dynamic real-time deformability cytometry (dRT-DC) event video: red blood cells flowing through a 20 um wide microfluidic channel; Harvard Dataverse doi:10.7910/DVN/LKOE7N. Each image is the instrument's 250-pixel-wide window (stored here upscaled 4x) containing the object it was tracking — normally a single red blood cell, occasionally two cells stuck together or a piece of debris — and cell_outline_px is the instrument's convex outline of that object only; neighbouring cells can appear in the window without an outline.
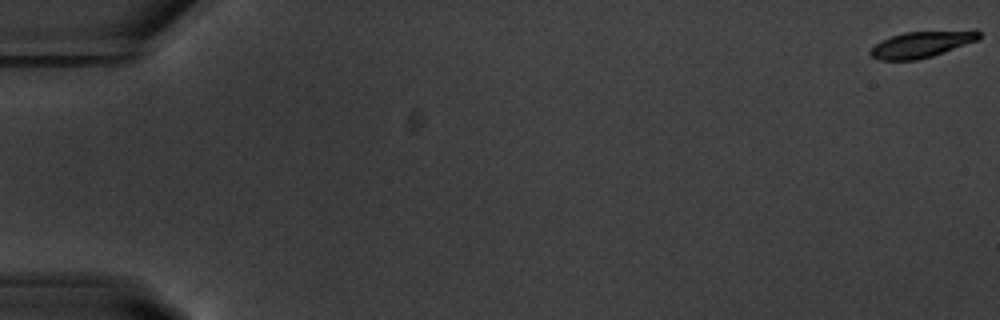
{"species": "common noctule bat (a hibernating species)", "species_latin": "Nyctalus noctula", "temperature_condition": "warm", "stored_images_in_passage": 56, "camera_frame_rate_fps": 3000, "um_per_image_px": 0.085, "animal": {"sex": "male", "body_mass_g": 20.1, "forearm_length_mm": 53.5}, "frame": {"image": 1, "passage_image": 1, "time_ms": 0.0, "image_size_px": [1000, 320], "cell_outline_px": [[980, 36], [976, 40], [932, 56], [916, 60], [880, 60], [872, 56], [868, 52], [880, 40], [904, 32], [976, 28], [980, 32]], "centroid_in_image_um": [78.37, 3.73], "position_along_channel_um": 6.6, "area_um2": 16.88}}
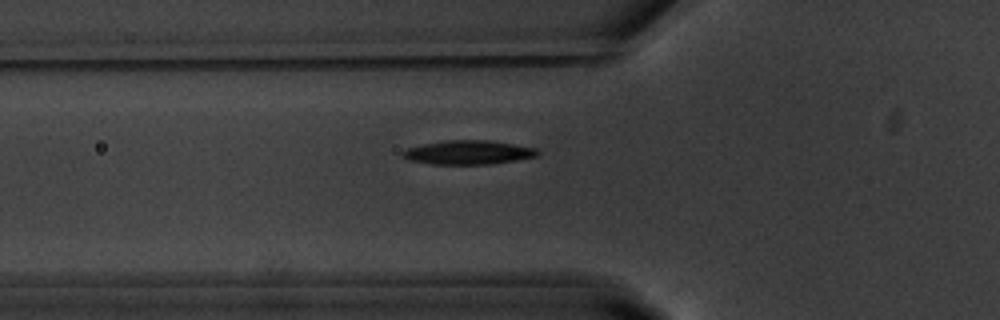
{"frame": {"image": 2, "passage_image": 21, "time_ms": 6.667, "image_size_px": [1000, 320], "cell_outline_px": [[540, 152], [536, 156], [516, 160], [488, 164], [432, 164], [408, 160], [400, 156], [400, 152], [408, 148], [424, 144], [448, 140], [488, 140], [536, 148]], "centroid_in_image_um": [39.76, 12.96], "position_along_channel_um": 86.0, "area_um2": 18.73}}
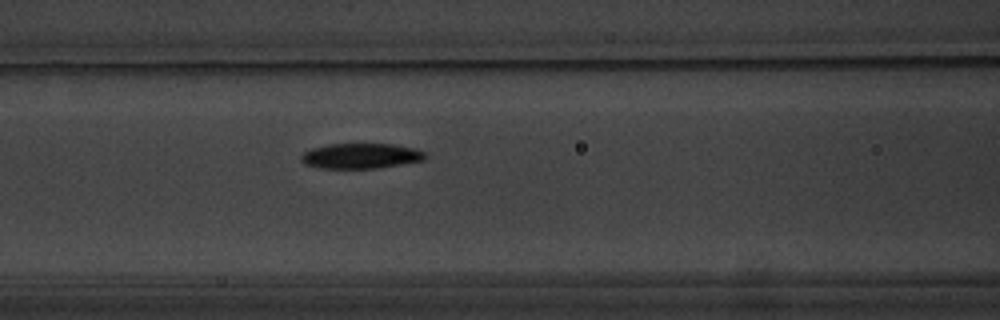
{"frame": {"image": 3, "passage_image": 25, "time_ms": 8.0, "image_size_px": [1000, 320], "cell_outline_px": [[424, 160], [376, 168], [320, 168], [304, 164], [300, 160], [300, 156], [304, 152], [312, 148], [328, 144], [392, 144], [416, 148], [424, 152]], "centroid_in_image_um": [30.63, 13.25], "position_along_channel_um": 136.0, "area_um2": 18.15}, "authors_computed_cell_mechanics": {"area_um2": 17.9758, "velocity_mm_per_s": 3.6975, "shape_relaxation_time_tau1_ms": 1.9462, "shape_relaxation_time_tau2_ms": null, "deformation_change_tau1": 0.1613, "deformation_change_tau2": null}}